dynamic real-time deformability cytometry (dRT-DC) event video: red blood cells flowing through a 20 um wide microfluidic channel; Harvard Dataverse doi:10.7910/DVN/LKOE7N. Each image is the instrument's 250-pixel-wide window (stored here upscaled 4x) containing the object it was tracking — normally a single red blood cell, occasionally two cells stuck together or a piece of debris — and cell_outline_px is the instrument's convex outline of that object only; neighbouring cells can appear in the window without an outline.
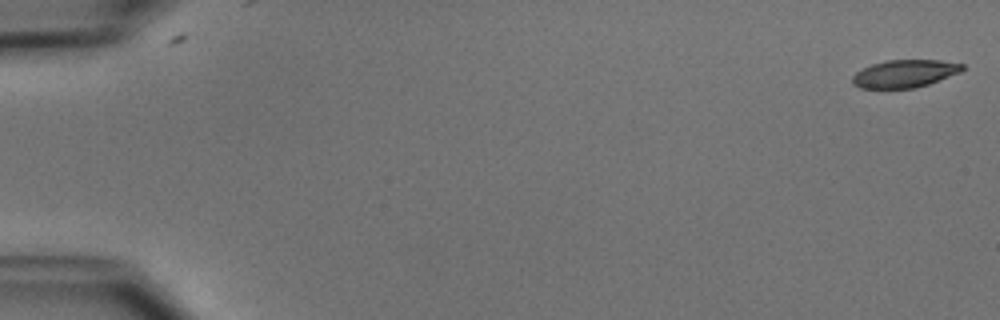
{"species": "common noctule bat (a hibernating species)", "species_latin": "Nyctalus noctula", "temperature_condition": "cold", "stored_images_in_passage": 52, "camera_frame_rate_fps": 3000, "um_per_image_px": 0.085, "animal": {"sex": "male", "body_mass_g": 15.6}, "frame": {"image": 1, "passage_image": 1, "time_ms": 0.0, "image_size_px": [1000, 320], "cell_outline_px": [[964, 68], [960, 72], [928, 84], [916, 88], [860, 88], [852, 84], [852, 76], [856, 72], [872, 64], [888, 60], [940, 60], [964, 64]], "centroid_in_image_um": [76.89, 6.26], "position_along_channel_um": 8.1, "area_um2": 17.63}}
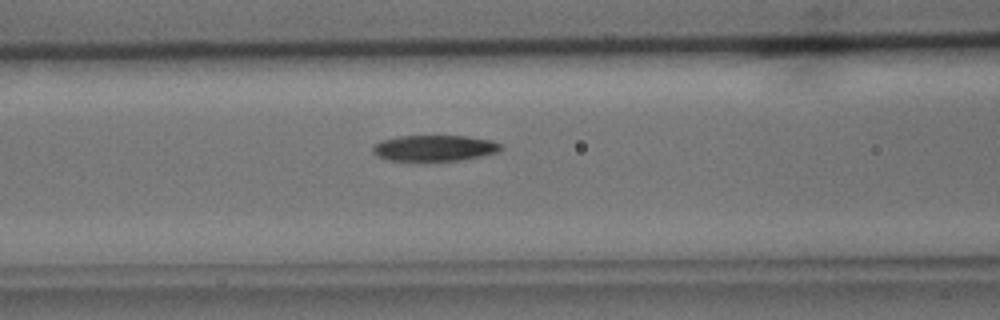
{"frame": {"image": 2, "passage_image": 22, "time_ms": 7.0, "image_size_px": [1000, 320], "cell_outline_px": [[504, 148], [500, 152], [484, 156], [460, 160], [388, 160], [376, 156], [372, 152], [372, 148], [380, 140], [400, 136], [468, 136], [492, 140], [500, 144]], "centroid_in_image_um": [36.97, 12.58], "position_along_channel_um": 129.6, "area_um2": 19.48}}
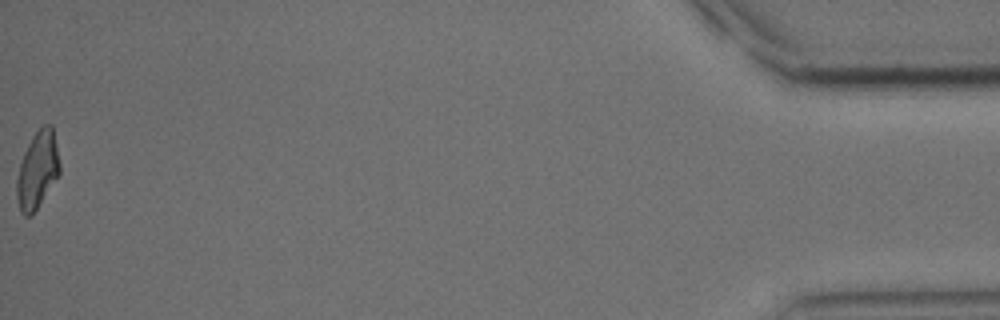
{"frame": {"image": 3, "passage_image": 52, "time_ms": 17.0, "image_size_px": [1000, 320], "cell_outline_px": [[60, 172], [36, 208], [28, 216], [24, 216], [20, 212], [16, 196], [16, 180], [20, 164], [24, 152], [32, 136], [44, 124], [52, 124], [60, 164]], "centroid_in_image_um": [3.17, 14.42], "position_along_channel_um": 432.0, "area_um2": 18.9}, "authors_computed_cell_mechanics": {"area_um2": 19.5364, "velocity_mm_per_s": 3.931, "shape_relaxation_time_tau1_ms": 3.4811, "shape_relaxation_time_tau2_ms": 9.0653, "deformation_change_tau1": 0.1485, "deformation_change_tau2": 0.199}}